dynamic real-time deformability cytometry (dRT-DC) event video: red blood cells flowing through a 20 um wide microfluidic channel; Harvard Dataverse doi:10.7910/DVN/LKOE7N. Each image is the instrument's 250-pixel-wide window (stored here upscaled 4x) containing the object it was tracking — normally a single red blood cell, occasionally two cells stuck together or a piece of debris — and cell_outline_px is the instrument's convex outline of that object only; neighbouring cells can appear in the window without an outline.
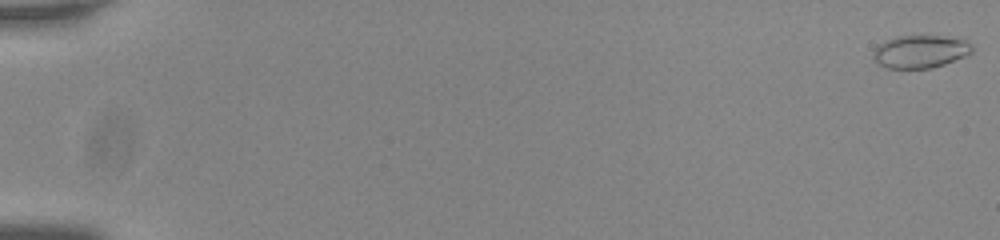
{"species": "common noctule bat (a hibernating species)", "species_latin": "Nyctalus noctula", "temperature_condition": "room temperature", "stored_images_in_passage": 5, "camera_frame_rate_fps": 3000, "um_per_image_px": 0.085, "animal": {"sex": "male", "body_mass_g": 20.0, "forearm_length_mm": 53.3}, "frame": {"image": 1, "passage_image": 1, "time_ms": 0.0, "image_size_px": [1000, 240], "cell_outline_px": [[972, 52], [964, 56], [944, 64], [932, 68], [888, 68], [880, 64], [872, 56], [872, 52], [884, 40], [896, 36], [940, 36], [964, 40], [972, 48]], "centroid_in_image_um": [78.18, 4.38], "position_along_channel_um": 6.8, "area_um2": 18.55}}